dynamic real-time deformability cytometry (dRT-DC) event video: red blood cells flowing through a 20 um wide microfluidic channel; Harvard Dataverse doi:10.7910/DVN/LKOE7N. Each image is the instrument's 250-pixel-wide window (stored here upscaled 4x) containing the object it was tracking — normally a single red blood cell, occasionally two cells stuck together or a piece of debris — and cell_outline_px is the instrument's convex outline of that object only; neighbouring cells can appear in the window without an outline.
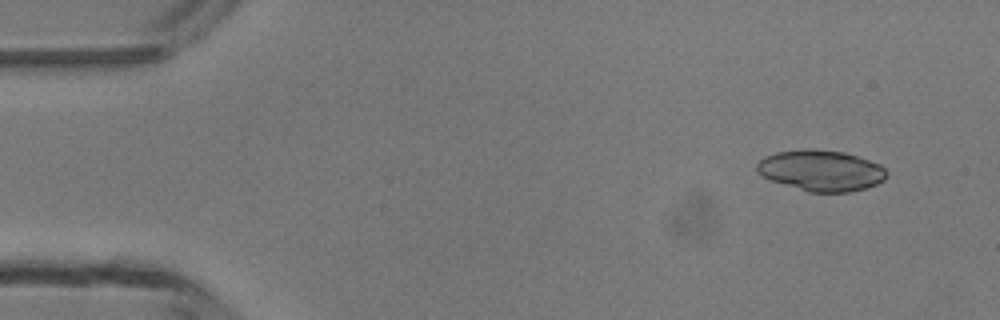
{"species": "common noctule bat (a hibernating species)", "species_latin": "Nyctalus noctula", "temperature_condition": "room temperature", "stored_images_in_passage": 4, "camera_frame_rate_fps": 3000, "um_per_image_px": 0.085, "animal": {"sex": "male", "body_mass_g": 13.3}, "frame": {"image": 1, "passage_image": 1, "time_ms": 0.0, "image_size_px": [1000, 320], "cell_outline_px": [[888, 176], [884, 180], [868, 188], [848, 192], [808, 192], [768, 180], [760, 176], [756, 172], [756, 164], [764, 156], [776, 152], [808, 148], [844, 152], [880, 164], [888, 172]], "centroid_in_image_um": [69.76, 14.5], "position_along_channel_um": 15.2, "area_um2": 31.33}}